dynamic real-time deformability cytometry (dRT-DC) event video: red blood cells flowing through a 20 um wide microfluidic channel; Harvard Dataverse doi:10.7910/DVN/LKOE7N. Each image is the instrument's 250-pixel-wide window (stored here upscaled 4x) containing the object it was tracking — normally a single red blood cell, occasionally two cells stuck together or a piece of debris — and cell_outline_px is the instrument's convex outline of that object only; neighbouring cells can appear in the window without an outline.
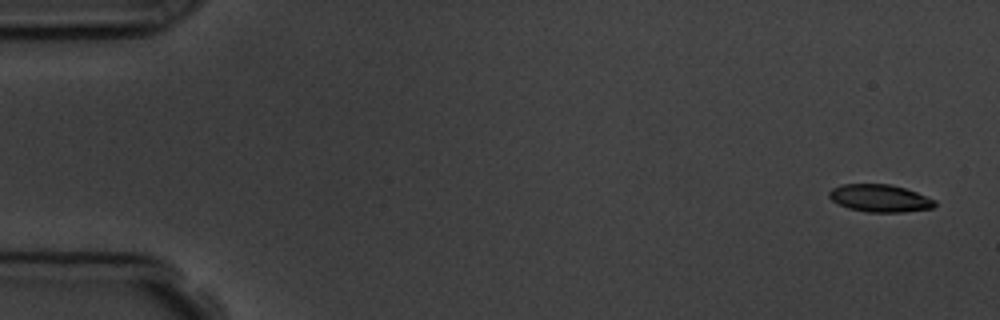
{"species": "common noctule bat (a hibernating species)", "species_latin": "Nyctalus noctula", "temperature_condition": "room temperature", "stored_images_in_passage": 5, "camera_frame_rate_fps": 3000, "um_per_image_px": 0.085, "animal": {"sex": "male", "body_mass_g": 19.5, "forearm_length_mm": 54.6}, "frame": {"image": 1, "passage_image": 1, "time_ms": 0.0, "image_size_px": [1000, 320], "cell_outline_px": [[936, 204], [932, 208], [904, 212], [868, 212], [848, 208], [832, 200], [828, 196], [828, 192], [832, 188], [840, 184], [888, 184], [904, 188], [916, 192], [936, 200]], "centroid_in_image_um": [74.77, 16.85], "position_along_channel_um": 10.2, "area_um2": 16.88}}
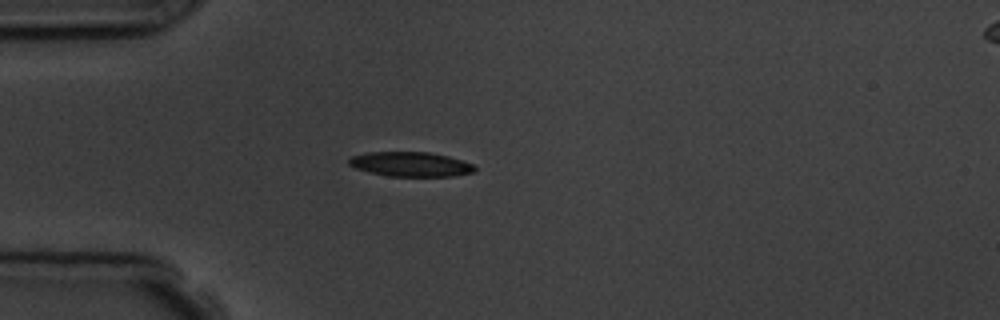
{"frame": {"image": 2, "passage_image": 5, "time_ms": 4.333, "image_size_px": [1000, 320], "cell_outline_px": [[476, 168], [472, 172], [452, 176], [388, 176], [368, 172], [356, 168], [348, 164], [348, 160], [352, 156], [364, 152], [428, 152], [448, 156], [472, 164]], "centroid_in_image_um": [34.85, 13.95], "position_along_channel_um": 50.2, "area_um2": 17.92}}